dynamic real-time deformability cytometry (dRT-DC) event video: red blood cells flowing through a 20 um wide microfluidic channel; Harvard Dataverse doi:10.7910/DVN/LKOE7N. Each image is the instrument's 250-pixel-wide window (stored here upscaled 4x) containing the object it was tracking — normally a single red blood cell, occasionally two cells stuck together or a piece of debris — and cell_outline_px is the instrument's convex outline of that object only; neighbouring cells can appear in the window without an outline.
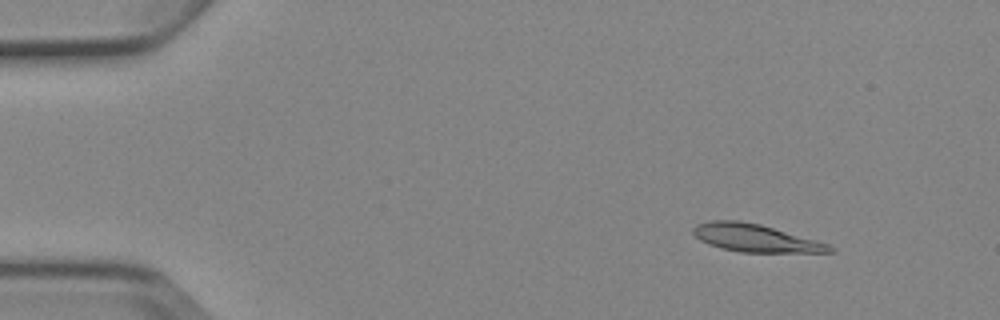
{"species": "Egyptian fruit bat (a non-hibernating species)", "species_latin": "Rousettus aegyptiacus", "temperature_condition": "cold", "stored_images_in_passage": 5, "camera_frame_rate_fps": 3000, "um_per_image_px": 0.085, "animal": {"sex": "female"}, "frame": {"image": 1, "passage_image": 2, "time_ms": 1.0, "image_size_px": [1000, 320], "cell_outline_px": [[836, 252], [740, 252], [720, 248], [708, 244], [700, 240], [692, 232], [692, 228], [696, 224], [708, 220], [740, 220], [760, 224], [828, 244], [836, 248]], "centroid_in_image_um": [64.16, 20.23], "position_along_channel_um": 20.8, "area_um2": 21.96}}